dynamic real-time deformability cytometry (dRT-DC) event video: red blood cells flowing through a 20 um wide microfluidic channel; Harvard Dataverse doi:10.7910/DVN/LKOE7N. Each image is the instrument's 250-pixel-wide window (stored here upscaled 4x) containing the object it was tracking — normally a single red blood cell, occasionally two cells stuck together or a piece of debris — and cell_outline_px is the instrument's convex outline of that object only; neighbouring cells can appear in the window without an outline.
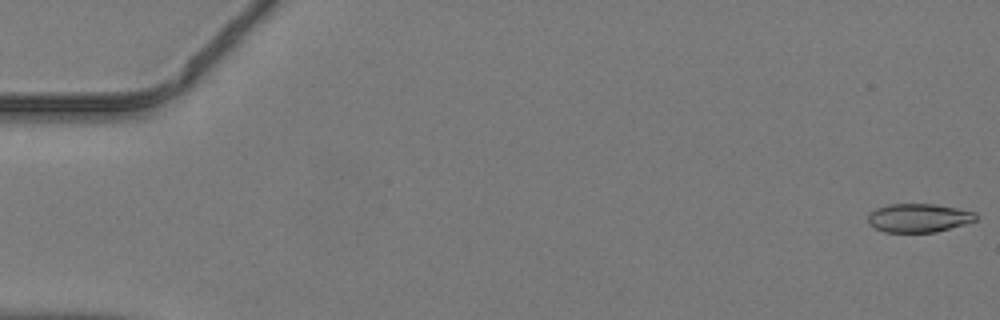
{"species": "common noctule bat (a hibernating species)", "species_latin": "Nyctalus noctula", "temperature_condition": "warm", "stored_images_in_passage": 47, "camera_frame_rate_fps": 3000, "um_per_image_px": 0.085, "animal": {"sex": "male", "body_mass_g": 19.2, "forearm_length_mm": 51.8}, "frame": {"image": 1, "passage_image": 1, "time_ms": 0.0, "image_size_px": [1000, 320], "cell_outline_px": [[980, 216], [976, 220], [964, 224], [936, 232], [884, 232], [868, 224], [868, 212], [876, 208], [888, 204], [936, 204], [976, 212]], "centroid_in_image_um": [78.08, 18.51], "position_along_channel_um": 6.9, "area_um2": 18.15}}
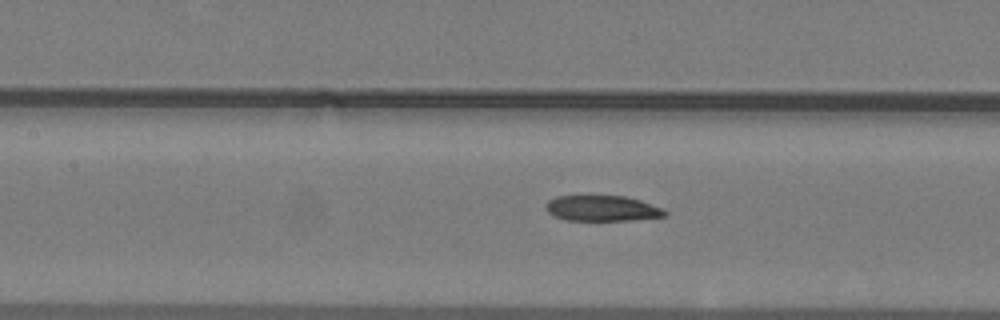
{"frame": {"image": 2, "passage_image": 22, "time_ms": 7.0, "image_size_px": [1000, 320], "cell_outline_px": [[668, 212], [664, 216], [628, 220], [564, 220], [552, 216], [548, 212], [544, 204], [548, 200], [556, 196], [624, 196], [640, 200], [660, 208]], "centroid_in_image_um": [51.1, 17.71], "position_along_channel_um": 156.3, "area_um2": 17.63}}
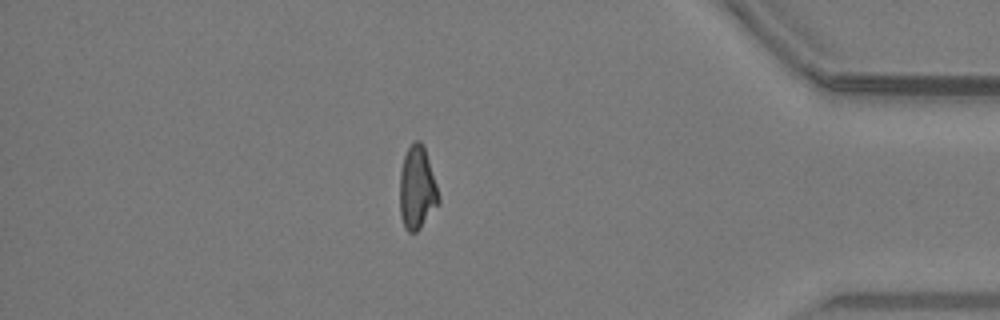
{"frame": {"image": 3, "passage_image": 41, "time_ms": 13.333, "image_size_px": [1000, 320], "cell_outline_px": [[440, 204], [420, 228], [416, 232], [408, 232], [404, 228], [400, 216], [400, 172], [404, 156], [408, 148], [416, 140], [420, 140], [424, 148], [440, 196]], "centroid_in_image_um": [35.45, 16.04], "position_along_channel_um": 399.7, "area_um2": 18.79}}